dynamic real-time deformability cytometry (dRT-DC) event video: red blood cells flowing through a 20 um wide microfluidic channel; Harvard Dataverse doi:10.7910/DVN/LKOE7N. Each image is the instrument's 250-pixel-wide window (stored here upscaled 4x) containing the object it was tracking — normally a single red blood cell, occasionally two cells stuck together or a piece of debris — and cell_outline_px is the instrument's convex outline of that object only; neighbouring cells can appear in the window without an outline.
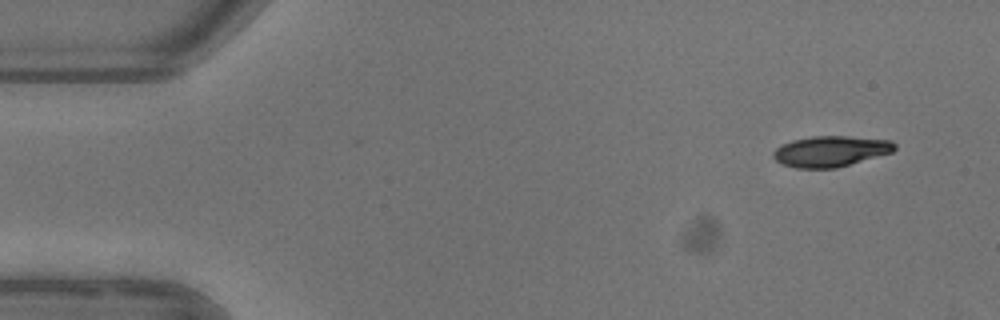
{"species": "common noctule bat (a hibernating species)", "species_latin": "Nyctalus noctula", "temperature_condition": "warm", "stored_images_in_passage": 5, "camera_frame_rate_fps": 3000, "um_per_image_px": 0.085, "animal": {"sex": "female"}, "frame": {"image": 1, "passage_image": 1, "time_ms": 0.0, "image_size_px": [1000, 320], "cell_outline_px": [[896, 148], [892, 152], [836, 168], [796, 168], [784, 164], [776, 160], [772, 156], [772, 152], [776, 148], [792, 140], [812, 136], [848, 136], [892, 140], [896, 144]], "centroid_in_image_um": [70.61, 12.85], "position_along_channel_um": 14.4, "area_um2": 21.68}}
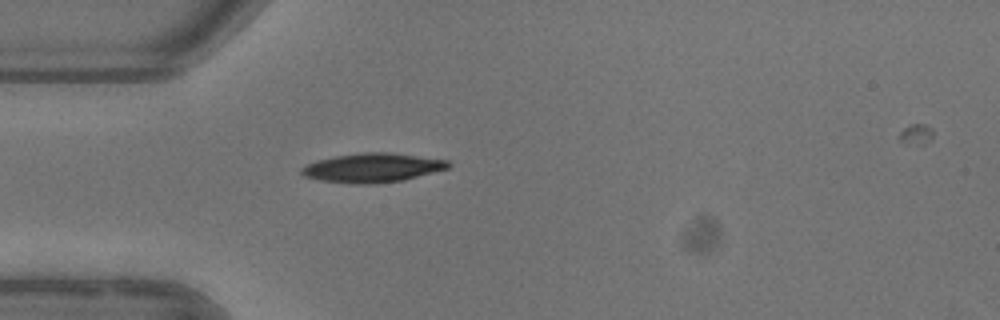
{"frame": {"image": 2, "passage_image": 4, "time_ms": 3.667, "image_size_px": [1000, 320], "cell_outline_px": [[452, 164], [448, 168], [404, 180], [368, 184], [356, 184], [320, 180], [304, 176], [300, 172], [300, 168], [316, 160], [336, 156], [360, 152], [388, 152], [448, 160]], "centroid_in_image_um": [31.65, 14.25], "position_along_channel_um": 53.4, "area_um2": 24.8}}